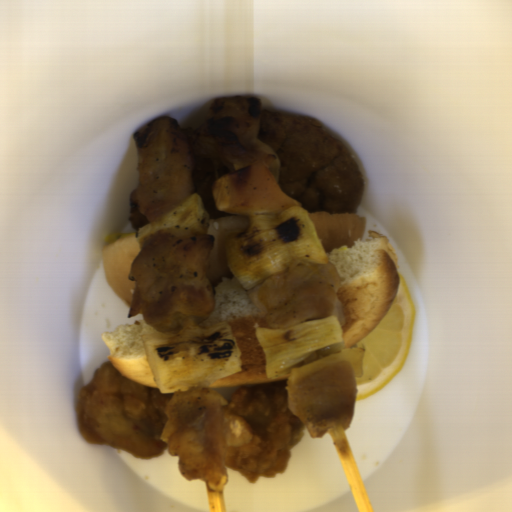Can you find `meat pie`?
<instances>
[{
    "instance_id": "meat-pie-3",
    "label": "meat pie",
    "mask_w": 512,
    "mask_h": 512,
    "mask_svg": "<svg viewBox=\"0 0 512 512\" xmlns=\"http://www.w3.org/2000/svg\"><path fill=\"white\" fill-rule=\"evenodd\" d=\"M137 190L138 187L133 189L129 196V207L130 214L128 217L129 225L134 229L135 236L138 238V231L141 227L149 225L152 220H149L146 216H144L138 206L137 202Z\"/></svg>"
},
{
    "instance_id": "meat-pie-1",
    "label": "meat pie",
    "mask_w": 512,
    "mask_h": 512,
    "mask_svg": "<svg viewBox=\"0 0 512 512\" xmlns=\"http://www.w3.org/2000/svg\"><path fill=\"white\" fill-rule=\"evenodd\" d=\"M255 139L273 150L281 190L298 200L307 213L358 210L364 193L361 171L345 144L322 123L261 110Z\"/></svg>"
},
{
    "instance_id": "meat-pie-2",
    "label": "meat pie",
    "mask_w": 512,
    "mask_h": 512,
    "mask_svg": "<svg viewBox=\"0 0 512 512\" xmlns=\"http://www.w3.org/2000/svg\"><path fill=\"white\" fill-rule=\"evenodd\" d=\"M227 171L216 157H197L193 168V193L198 194L209 215V221L239 214L218 210L213 197V185Z\"/></svg>"
}]
</instances>
